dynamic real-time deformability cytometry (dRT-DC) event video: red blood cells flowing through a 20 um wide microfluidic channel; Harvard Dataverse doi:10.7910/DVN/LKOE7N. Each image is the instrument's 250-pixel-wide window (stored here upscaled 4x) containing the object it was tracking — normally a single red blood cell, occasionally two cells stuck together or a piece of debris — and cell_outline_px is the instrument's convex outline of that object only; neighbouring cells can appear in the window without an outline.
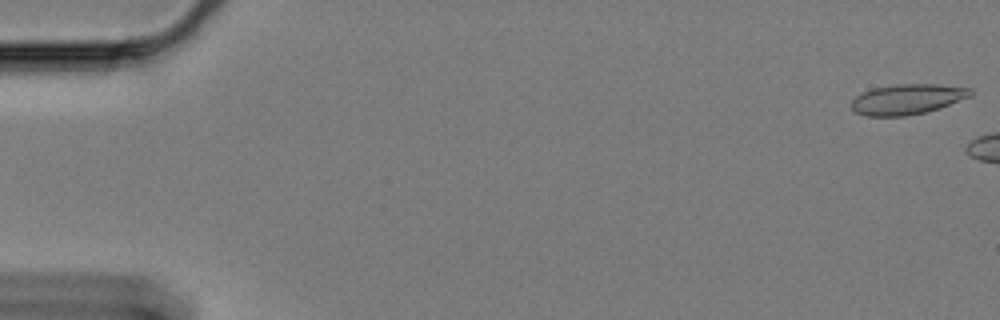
{"species": "Egyptian fruit bat (a non-hibernating species)", "species_latin": "Rousettus aegyptiacus", "temperature_condition": "cold", "stored_images_in_passage": 10, "camera_frame_rate_fps": 3000, "um_per_image_px": 0.085, "animal": {"sex": "female"}, "frame": {"image": 1, "passage_image": 1, "time_ms": 0.0, "image_size_px": [1000, 320], "cell_outline_px": [[972, 96], [940, 108], [924, 112], [904, 116], [868, 116], [856, 112], [852, 108], [852, 100], [860, 92], [872, 88], [896, 84], [940, 84], [972, 88]], "centroid_in_image_um": [77.14, 8.42], "position_along_channel_um": 7.9, "area_um2": 21.15}}